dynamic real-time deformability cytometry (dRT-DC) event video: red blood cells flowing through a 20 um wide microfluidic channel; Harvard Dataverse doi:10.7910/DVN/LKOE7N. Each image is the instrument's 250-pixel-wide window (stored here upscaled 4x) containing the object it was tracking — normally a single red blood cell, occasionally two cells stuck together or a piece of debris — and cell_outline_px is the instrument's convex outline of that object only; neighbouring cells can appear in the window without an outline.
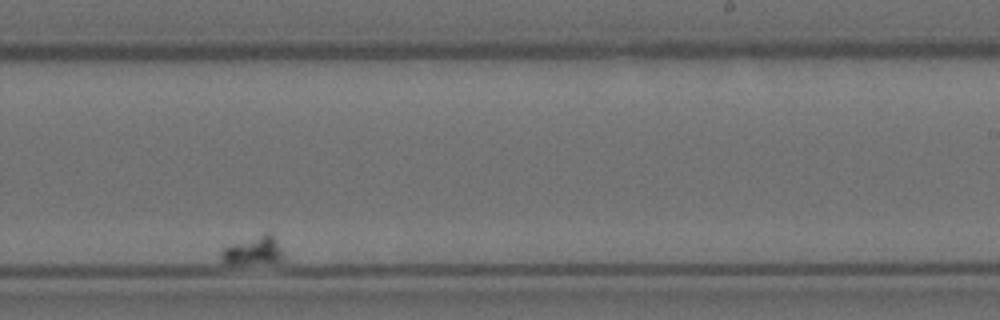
{"species": "Egyptian fruit bat (a non-hibernating species)", "species_latin": "Rousettus aegyptiacus", "temperature_condition": "room temperature", "stored_images_in_passage": 60, "segment_of_instrument_passage": [2, 2], "camera_frame_rate_fps": 3000, "um_per_image_px": 0.085, "animal": {"sex": "female"}, "frame": {"image": 1, "passage_image": 47, "time_ms": 15.333, "image_size_px": [1000, 320], "cell_outline_px": [[284, 260], [240, 264], [228, 264], [220, 256], [220, 252], [224, 248], [232, 244], [264, 232], [268, 232], [276, 240], [284, 256]], "centroid_in_image_um": [21.53, 21.29], "position_along_channel_um": 267.5, "area_um2": 10.06}}